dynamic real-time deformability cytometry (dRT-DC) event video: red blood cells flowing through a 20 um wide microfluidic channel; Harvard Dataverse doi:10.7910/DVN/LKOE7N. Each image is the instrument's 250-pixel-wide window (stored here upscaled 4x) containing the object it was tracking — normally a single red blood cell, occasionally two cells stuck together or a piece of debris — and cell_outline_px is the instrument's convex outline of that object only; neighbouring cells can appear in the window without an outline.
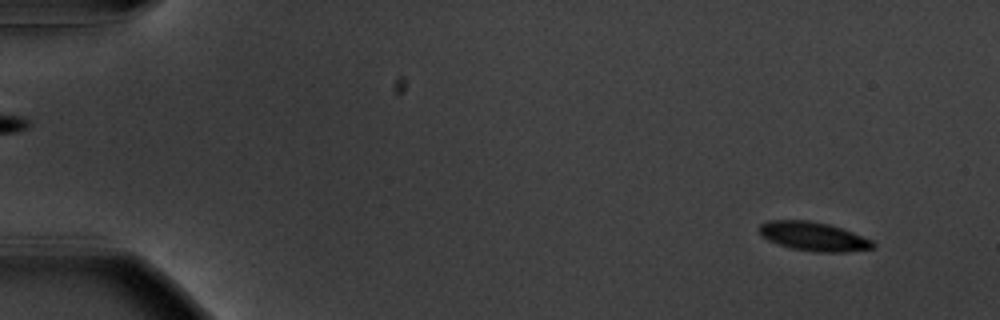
{"species": "common noctule bat (a hibernating species)", "species_latin": "Nyctalus noctula", "temperature_condition": "warm", "stored_images_in_passage": 55, "camera_frame_rate_fps": 3000, "um_per_image_px": 0.085, "animal": {"sex": "male", "body_mass_g": 20.1, "forearm_length_mm": 53.5}, "frame": {"image": 1, "passage_image": 4, "time_ms": 1.0, "image_size_px": [1000, 320], "cell_outline_px": [[876, 248], [844, 252], [816, 252], [792, 248], [768, 240], [760, 232], [760, 224], [768, 220], [808, 220], [828, 224], [852, 232], [872, 240], [876, 244]], "centroid_in_image_um": [69.18, 20.1], "position_along_channel_um": 15.8, "area_um2": 18.96}}
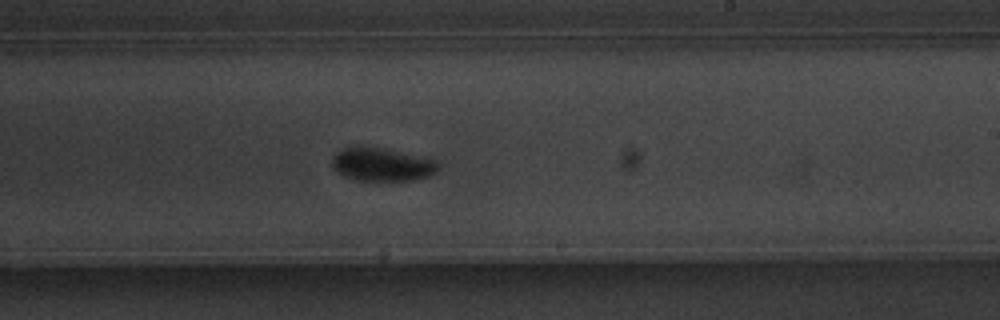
{"frame": {"image": 2, "passage_image": 34, "time_ms": 11.0, "image_size_px": [1000, 320], "cell_outline_px": [[440, 168], [436, 172], [428, 176], [412, 180], [356, 180], [344, 176], [336, 172], [332, 168], [332, 156], [336, 152], [352, 144], [360, 144], [384, 148], [436, 160], [440, 164]], "centroid_in_image_um": [32.41, 13.94], "position_along_channel_um": 256.6, "area_um2": 21.04}}
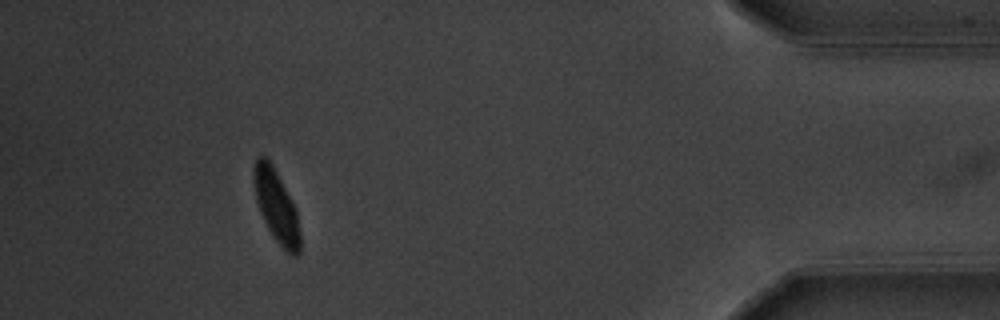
{"frame": {"image": 3, "passage_image": 51, "time_ms": 16.667, "image_size_px": [1000, 320], "cell_outline_px": [[300, 252], [296, 256], [292, 256], [272, 236], [260, 212], [256, 200], [252, 176], [252, 168], [256, 156], [264, 156], [272, 164], [292, 200], [296, 208], [300, 232]], "centroid_in_image_um": [23.47, 17.49], "position_along_channel_um": 411.7, "area_um2": 19.59}, "authors_computed_cell_mechanics": {"area_um2": 19.8832, "velocity_mm_per_s": 3.648, "shape_relaxation_time_tau1_ms": 3.0359, "shape_relaxation_time_tau2_ms": null, "deformation_change_tau1": 0.1246, "deformation_change_tau2": null}}